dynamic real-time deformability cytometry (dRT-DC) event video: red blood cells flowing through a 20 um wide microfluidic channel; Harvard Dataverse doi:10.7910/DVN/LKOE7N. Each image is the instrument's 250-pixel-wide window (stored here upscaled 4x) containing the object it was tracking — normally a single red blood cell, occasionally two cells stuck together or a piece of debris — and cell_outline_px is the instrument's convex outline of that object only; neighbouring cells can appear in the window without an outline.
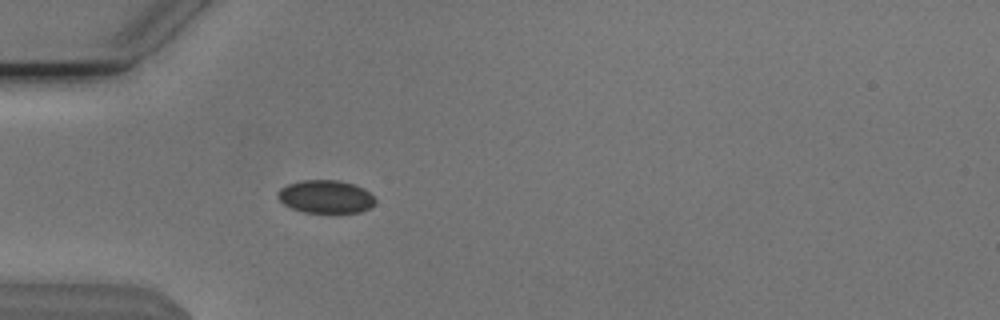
{"species": "Egyptian fruit bat (a non-hibernating species)", "species_latin": "Rousettus aegyptiacus", "temperature_condition": "cold", "stored_images_in_passage": 38, "camera_frame_rate_fps": 3000, "um_per_image_px": 0.085, "animal": {"sex": "male"}, "frame": {"image": 1, "passage_image": 1, "time_ms": 0.0, "image_size_px": [1000, 320], "cell_outline_px": [[376, 204], [360, 212], [304, 212], [292, 208], [284, 204], [276, 196], [276, 192], [280, 188], [288, 184], [300, 180], [336, 180], [352, 184], [364, 188], [376, 200]], "centroid_in_image_um": [27.66, 16.71], "position_along_channel_um": 57.3, "area_um2": 18.67}}
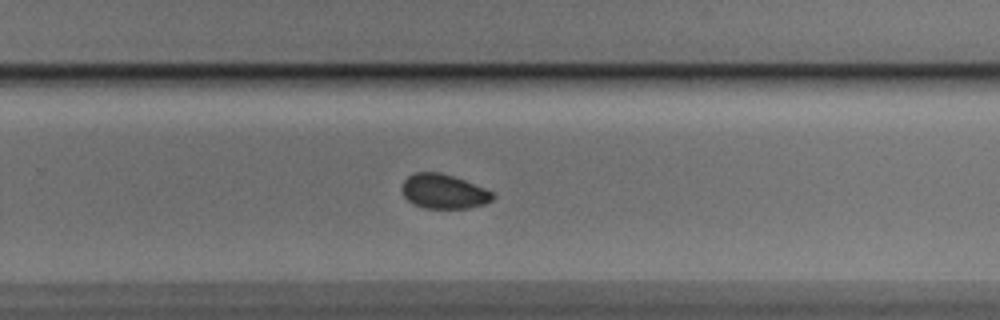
{"frame": {"image": 2, "passage_image": 20, "time_ms": 6.333, "image_size_px": [1000, 320], "cell_outline_px": [[496, 196], [492, 200], [484, 204], [468, 208], [424, 208], [412, 204], [404, 196], [400, 188], [404, 180], [408, 176], [416, 172], [440, 172], [464, 180], [484, 188], [492, 192]], "centroid_in_image_um": [37.69, 16.28], "position_along_channel_um": 292.1, "area_um2": 18.26}}
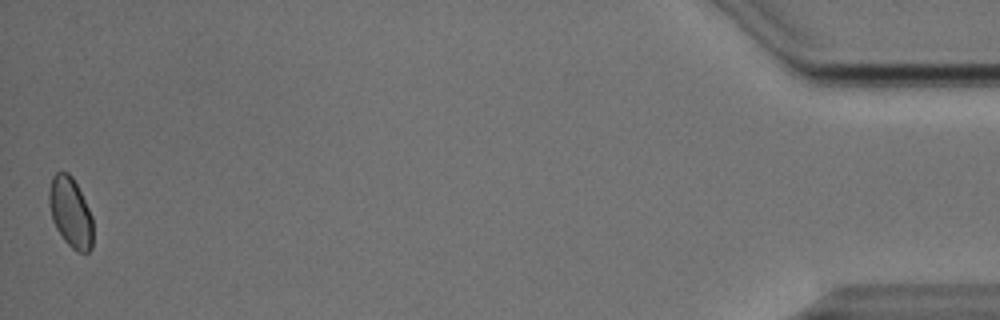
{"frame": {"image": 3, "passage_image": 38, "time_ms": 12.333, "image_size_px": [1000, 320], "cell_outline_px": [[92, 248], [88, 252], [76, 252], [64, 240], [56, 228], [52, 220], [48, 200], [48, 192], [52, 176], [56, 172], [68, 172], [72, 176], [92, 216]], "centroid_in_image_um": [5.97, 18.05], "position_along_channel_um": 429.2, "area_um2": 17.86}, "authors_computed_cell_mechanics": {"area_um2": 18.5538, "velocity_mm_per_s": 3.8153, "shape_relaxation_time_tau1_ms": 4.4557, "shape_relaxation_time_tau2_ms": 6.3194, "deformation_change_tau1": 0.0414, "deformation_change_tau2": 0.0642}}